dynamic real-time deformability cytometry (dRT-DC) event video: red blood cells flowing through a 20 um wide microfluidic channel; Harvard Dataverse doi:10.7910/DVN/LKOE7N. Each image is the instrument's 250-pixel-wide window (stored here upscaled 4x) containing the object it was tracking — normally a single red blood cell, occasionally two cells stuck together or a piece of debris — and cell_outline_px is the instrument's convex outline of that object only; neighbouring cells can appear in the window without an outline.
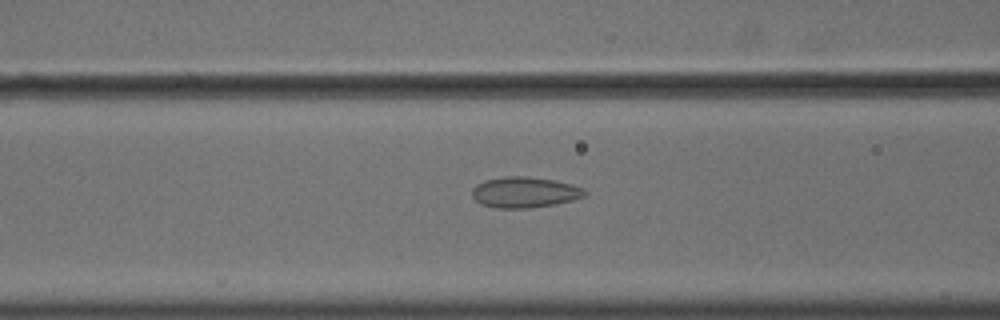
{"species": "common noctule bat (a hibernating species)", "species_latin": "Nyctalus noctula", "temperature_condition": "cold", "stored_images_in_passage": 38, "camera_frame_rate_fps": 3000, "um_per_image_px": 0.085, "animal": {"sex": "male", "body_mass_g": 18.8}, "frame": {"image": 1, "passage_image": 5, "time_ms": 1.333, "image_size_px": [1000, 320], "cell_outline_px": [[588, 192], [584, 196], [572, 200], [556, 204], [528, 208], [496, 208], [480, 204], [472, 196], [472, 188], [476, 184], [484, 180], [504, 176], [524, 176], [556, 180], [572, 184], [584, 188]], "centroid_in_image_um": [44.59, 16.34], "position_along_channel_um": 122.0, "area_um2": 20.4}}
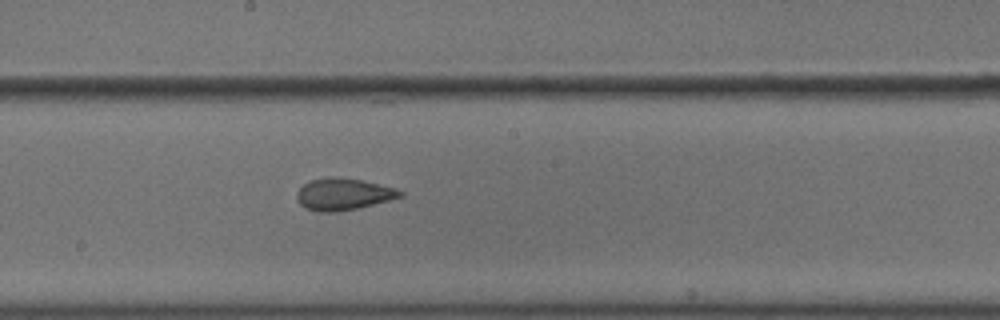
{"frame": {"image": 2, "passage_image": 13, "time_ms": 4.0, "image_size_px": [1000, 320], "cell_outline_px": [[404, 196], [356, 208], [332, 212], [320, 212], [304, 208], [296, 200], [296, 192], [304, 184], [312, 180], [332, 176], [336, 176], [360, 180], [396, 188], [404, 192]], "centroid_in_image_um": [29.15, 16.5], "position_along_channel_um": 219.0, "area_um2": 19.02}}
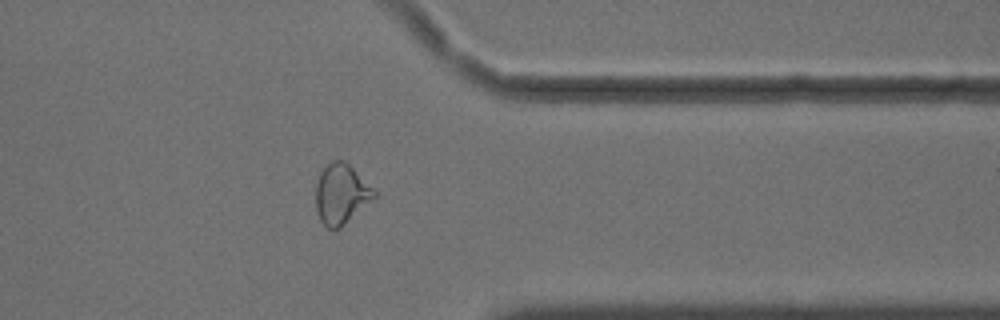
{"frame": {"image": 3, "passage_image": 27, "time_ms": 8.667, "image_size_px": [1000, 320], "cell_outline_px": [[380, 196], [340, 228], [328, 228], [320, 220], [316, 208], [316, 184], [320, 172], [332, 160], [344, 160], [380, 192]], "centroid_in_image_um": [29.08, 16.49], "position_along_channel_um": 382.3, "area_um2": 20.98}, "authors_computed_cell_mechanics": {"area_um2": 19.9699, "velocity_mm_per_s": 3.6235, "shape_relaxation_time_tau1_ms": null, "shape_relaxation_time_tau2_ms": 1.9526, "deformation_change_tau1": null, "deformation_change_tau2": 0.0783}}